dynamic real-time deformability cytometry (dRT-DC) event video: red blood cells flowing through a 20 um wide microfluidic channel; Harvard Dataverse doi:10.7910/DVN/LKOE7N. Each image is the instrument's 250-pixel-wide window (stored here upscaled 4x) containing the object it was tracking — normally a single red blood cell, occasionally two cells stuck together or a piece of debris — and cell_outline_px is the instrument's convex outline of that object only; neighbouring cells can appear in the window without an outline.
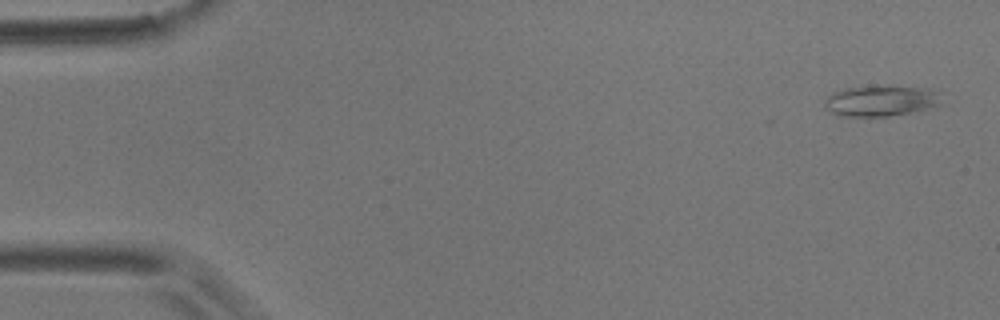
{"species": "common noctule bat (a hibernating species)", "species_latin": "Nyctalus noctula", "temperature_condition": "room temperature", "stored_images_in_passage": 4, "camera_frame_rate_fps": 3000, "um_per_image_px": 0.085, "animal": {"sex": "male", "body_mass_g": 17.9}, "frame": {"image": 1, "passage_image": 1, "time_ms": 0.0, "image_size_px": [1000, 320], "cell_outline_px": [[944, 104], [908, 112], [888, 116], [836, 116], [824, 104], [824, 100], [832, 92], [844, 88], [892, 84], [928, 88], [936, 92]], "centroid_in_image_um": [74.87, 8.53], "position_along_channel_um": 10.1, "area_um2": 21.27}}
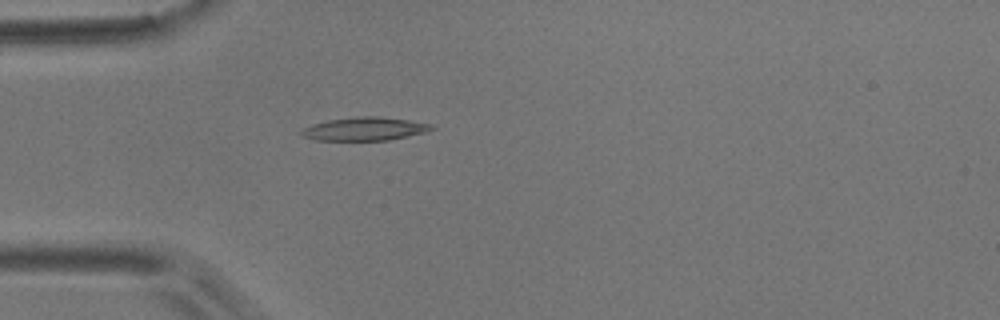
{"frame": {"image": 2, "passage_image": 4, "time_ms": 4.667, "image_size_px": [1000, 320], "cell_outline_px": [[436, 128], [424, 132], [408, 136], [388, 140], [316, 140], [300, 136], [300, 132], [304, 128], [312, 124], [328, 120], [356, 116], [380, 116], [408, 120], [432, 124]], "centroid_in_image_um": [30.98, 10.95], "position_along_channel_um": 54.0, "area_um2": 17.69}}